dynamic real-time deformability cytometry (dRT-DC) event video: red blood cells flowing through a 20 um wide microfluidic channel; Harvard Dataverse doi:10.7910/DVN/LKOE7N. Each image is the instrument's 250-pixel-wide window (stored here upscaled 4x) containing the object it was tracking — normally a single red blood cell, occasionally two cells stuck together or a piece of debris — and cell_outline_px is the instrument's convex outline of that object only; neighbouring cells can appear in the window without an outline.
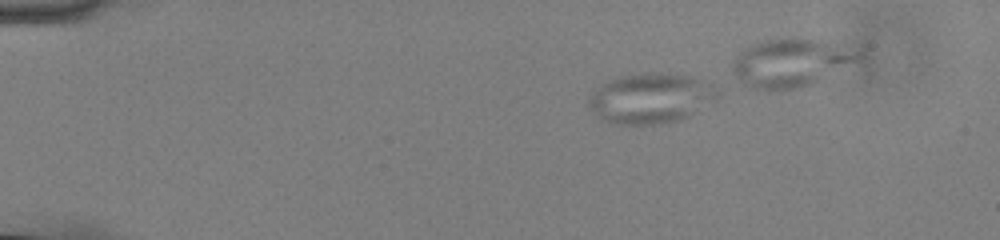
{"species": "common noctule bat (a hibernating species)", "species_latin": "Nyctalus noctula", "temperature_condition": "cold", "stored_images_in_passage": 45, "camera_frame_rate_fps": 3000, "um_per_image_px": 0.085, "animal": {"sex": "male", "body_mass_g": 13.0, "forearm_length_mm": 53.1}, "frame": {"image": 1, "passage_image": 6, "time_ms": 1.667, "image_size_px": [1000, 240], "cell_outline_px": [[720, 96], [716, 100], [688, 116], [680, 120], [660, 124], [616, 124], [604, 120], [596, 116], [592, 112], [588, 104], [588, 100], [596, 88], [608, 80], [616, 76], [644, 72], [668, 72], [692, 76], [712, 84], [720, 92]], "centroid_in_image_um": [55.33, 8.33], "position_along_channel_um": 29.7, "area_um2": 38.21}}
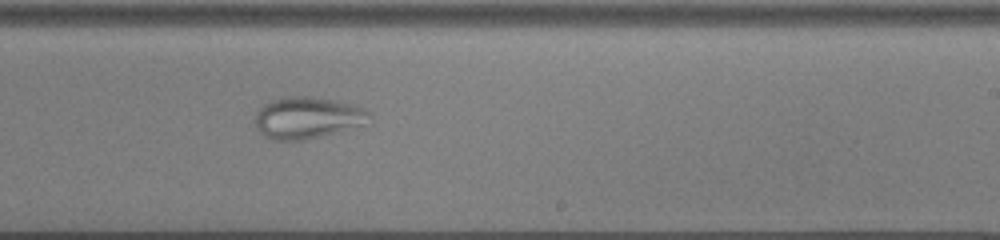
{"frame": {"image": 2, "passage_image": 31, "time_ms": 10.0, "image_size_px": [1000, 240], "cell_outline_px": [[372, 116], [364, 124], [336, 132], [304, 140], [272, 140], [264, 136], [256, 128], [252, 120], [256, 112], [264, 104], [272, 100], [284, 96], [312, 96], [336, 100], [352, 104], [368, 112]], "centroid_in_image_um": [26.06, 10.0], "position_along_channel_um": 262.9, "area_um2": 27.86}}
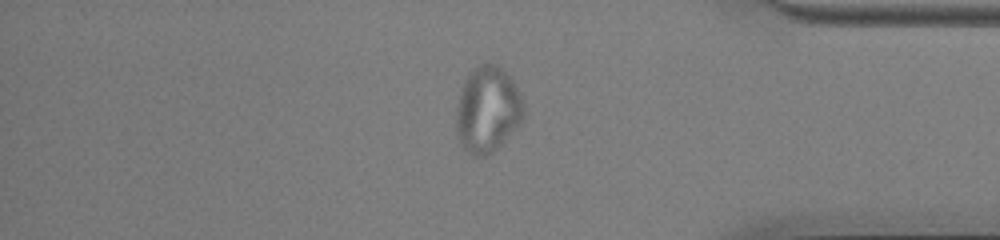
{"frame": {"image": 3, "passage_image": 43, "time_ms": 14.0, "image_size_px": [1000, 240], "cell_outline_px": [[524, 120], [492, 152], [484, 156], [472, 156], [460, 148], [456, 136], [456, 108], [460, 88], [468, 72], [472, 68], [480, 64], [496, 64], [504, 68], [512, 76], [520, 92], [524, 104]], "centroid_in_image_um": [41.43, 9.29], "position_along_channel_um": 393.8, "area_um2": 34.8}}